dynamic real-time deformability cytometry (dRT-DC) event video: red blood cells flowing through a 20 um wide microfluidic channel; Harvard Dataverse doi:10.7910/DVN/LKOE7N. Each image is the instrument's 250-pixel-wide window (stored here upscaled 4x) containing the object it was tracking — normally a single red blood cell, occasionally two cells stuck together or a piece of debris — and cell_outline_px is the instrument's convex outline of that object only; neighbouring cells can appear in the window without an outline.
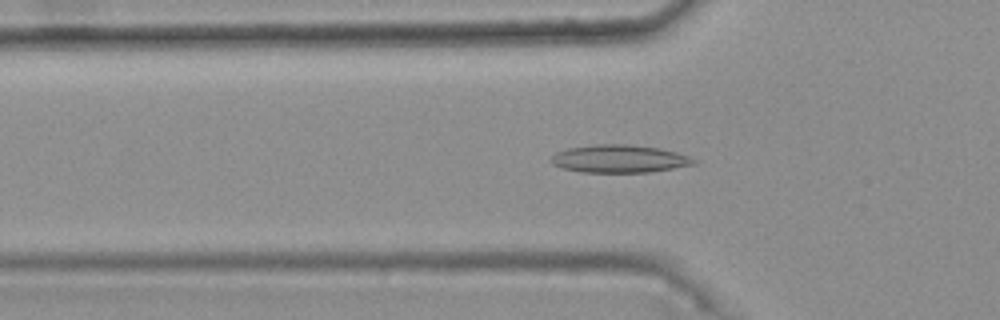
{"species": "common noctule bat (a hibernating species)", "species_latin": "Nyctalus noctula", "temperature_condition": "warm", "stored_images_in_passage": 47, "camera_frame_rate_fps": 3000, "um_per_image_px": 0.085, "animal": {"sex": "female", "body_mass_g": 25.1}, "frame": {"image": 1, "passage_image": 18, "time_ms": 5.667, "image_size_px": [1000, 320], "cell_outline_px": [[696, 164], [648, 172], [580, 172], [560, 168], [552, 164], [552, 156], [556, 152], [568, 148], [596, 144], [628, 144], [660, 148], [676, 152], [688, 156], [696, 160]], "centroid_in_image_um": [52.62, 13.49], "position_along_channel_um": 73.2, "area_um2": 23.06}}
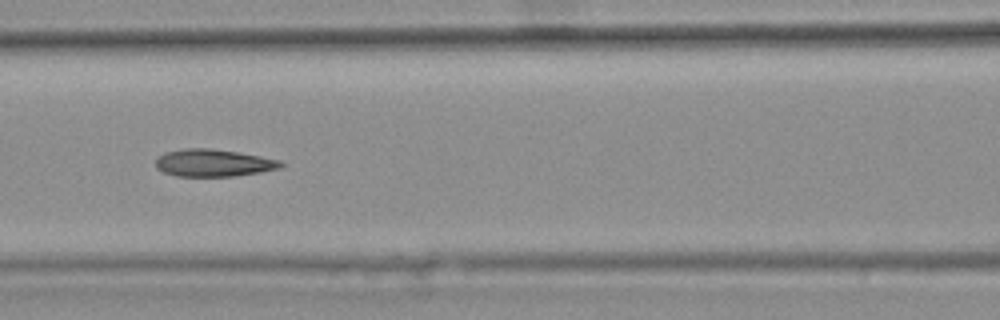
{"frame": {"image": 2, "passage_image": 24, "time_ms": 7.667, "image_size_px": [1000, 320], "cell_outline_px": [[284, 164], [280, 168], [260, 172], [236, 176], [176, 176], [164, 172], [156, 168], [156, 160], [164, 152], [184, 148], [208, 148], [236, 152], [260, 156], [280, 160]], "centroid_in_image_um": [18.13, 13.85], "position_along_channel_um": 148.5, "area_um2": 19.83}}
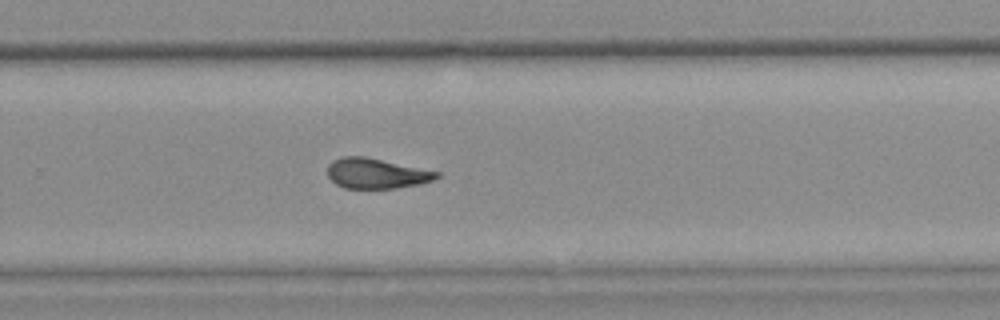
{"frame": {"image": 3, "passage_image": 36, "time_ms": 11.667, "image_size_px": [1000, 320], "cell_outline_px": [[440, 176], [432, 180], [420, 184], [396, 188], [344, 188], [336, 184], [328, 176], [328, 164], [332, 160], [344, 156], [364, 156], [440, 172]], "centroid_in_image_um": [31.98, 14.74], "position_along_channel_um": 297.8, "area_um2": 19.13}, "authors_computed_cell_mechanics": {"area_um2": 20.3456, "velocity_mm_per_s": 3.7395, "shape_relaxation_time_tau1_ms": null, "shape_relaxation_time_tau2_ms": 1.9988, "deformation_change_tau1": null, "deformation_change_tau2": 0.0954}}